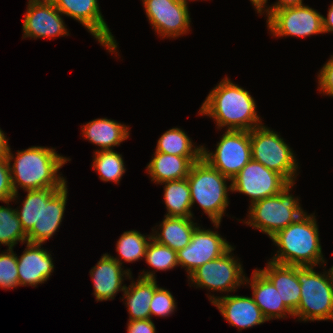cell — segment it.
<instances>
[{
  "instance_id": "1",
  "label": "cell",
  "mask_w": 333,
  "mask_h": 333,
  "mask_svg": "<svg viewBox=\"0 0 333 333\" xmlns=\"http://www.w3.org/2000/svg\"><path fill=\"white\" fill-rule=\"evenodd\" d=\"M55 149L31 146L25 150H17V153L13 154L9 148L7 160L15 192L11 202L19 199L18 189L26 191L62 188L67 184L66 178L59 170L71 159L58 154Z\"/></svg>"
},
{
  "instance_id": "2",
  "label": "cell",
  "mask_w": 333,
  "mask_h": 333,
  "mask_svg": "<svg viewBox=\"0 0 333 333\" xmlns=\"http://www.w3.org/2000/svg\"><path fill=\"white\" fill-rule=\"evenodd\" d=\"M256 109L249 91L226 76L209 92L198 115L212 118L219 130L226 127V130L251 131L263 125Z\"/></svg>"
},
{
  "instance_id": "3",
  "label": "cell",
  "mask_w": 333,
  "mask_h": 333,
  "mask_svg": "<svg viewBox=\"0 0 333 333\" xmlns=\"http://www.w3.org/2000/svg\"><path fill=\"white\" fill-rule=\"evenodd\" d=\"M315 213L305 212L270 239L277 247L270 261L290 266H326Z\"/></svg>"
},
{
  "instance_id": "4",
  "label": "cell",
  "mask_w": 333,
  "mask_h": 333,
  "mask_svg": "<svg viewBox=\"0 0 333 333\" xmlns=\"http://www.w3.org/2000/svg\"><path fill=\"white\" fill-rule=\"evenodd\" d=\"M187 181L191 192V207L198 203L213 227L220 228L230 202L228 196L232 192V185H228V182L231 180L201 158L192 164Z\"/></svg>"
},
{
  "instance_id": "5",
  "label": "cell",
  "mask_w": 333,
  "mask_h": 333,
  "mask_svg": "<svg viewBox=\"0 0 333 333\" xmlns=\"http://www.w3.org/2000/svg\"><path fill=\"white\" fill-rule=\"evenodd\" d=\"M314 266H297L301 298L293 312L296 321H333V266L321 273Z\"/></svg>"
},
{
  "instance_id": "6",
  "label": "cell",
  "mask_w": 333,
  "mask_h": 333,
  "mask_svg": "<svg viewBox=\"0 0 333 333\" xmlns=\"http://www.w3.org/2000/svg\"><path fill=\"white\" fill-rule=\"evenodd\" d=\"M294 185L290 183L277 195L254 202L249 206L248 218L238 220L271 238L306 212L300 198L290 193Z\"/></svg>"
},
{
  "instance_id": "7",
  "label": "cell",
  "mask_w": 333,
  "mask_h": 333,
  "mask_svg": "<svg viewBox=\"0 0 333 333\" xmlns=\"http://www.w3.org/2000/svg\"><path fill=\"white\" fill-rule=\"evenodd\" d=\"M250 142L253 160L281 174L289 183H296L299 163L293 149L278 132L263 124L250 131Z\"/></svg>"
},
{
  "instance_id": "8",
  "label": "cell",
  "mask_w": 333,
  "mask_h": 333,
  "mask_svg": "<svg viewBox=\"0 0 333 333\" xmlns=\"http://www.w3.org/2000/svg\"><path fill=\"white\" fill-rule=\"evenodd\" d=\"M235 247L231 246L220 257L199 266L189 276L191 286L205 288L207 291L229 293L244 287L246 275L240 258L234 256Z\"/></svg>"
},
{
  "instance_id": "9",
  "label": "cell",
  "mask_w": 333,
  "mask_h": 333,
  "mask_svg": "<svg viewBox=\"0 0 333 333\" xmlns=\"http://www.w3.org/2000/svg\"><path fill=\"white\" fill-rule=\"evenodd\" d=\"M202 158L211 167L232 180L252 159L250 131H224L214 151H209L202 145Z\"/></svg>"
},
{
  "instance_id": "10",
  "label": "cell",
  "mask_w": 333,
  "mask_h": 333,
  "mask_svg": "<svg viewBox=\"0 0 333 333\" xmlns=\"http://www.w3.org/2000/svg\"><path fill=\"white\" fill-rule=\"evenodd\" d=\"M323 15L314 8L302 4L274 10L266 19L267 28L273 37L306 38L324 34Z\"/></svg>"
},
{
  "instance_id": "11",
  "label": "cell",
  "mask_w": 333,
  "mask_h": 333,
  "mask_svg": "<svg viewBox=\"0 0 333 333\" xmlns=\"http://www.w3.org/2000/svg\"><path fill=\"white\" fill-rule=\"evenodd\" d=\"M149 24L160 38L175 39L190 32V11L183 0H142Z\"/></svg>"
},
{
  "instance_id": "12",
  "label": "cell",
  "mask_w": 333,
  "mask_h": 333,
  "mask_svg": "<svg viewBox=\"0 0 333 333\" xmlns=\"http://www.w3.org/2000/svg\"><path fill=\"white\" fill-rule=\"evenodd\" d=\"M290 183L279 173L251 159L231 180L232 193L245 194L250 205L266 197L275 196Z\"/></svg>"
},
{
  "instance_id": "13",
  "label": "cell",
  "mask_w": 333,
  "mask_h": 333,
  "mask_svg": "<svg viewBox=\"0 0 333 333\" xmlns=\"http://www.w3.org/2000/svg\"><path fill=\"white\" fill-rule=\"evenodd\" d=\"M51 1L64 16L73 18L84 26L106 51L119 56L118 43L100 11L98 0Z\"/></svg>"
},
{
  "instance_id": "14",
  "label": "cell",
  "mask_w": 333,
  "mask_h": 333,
  "mask_svg": "<svg viewBox=\"0 0 333 333\" xmlns=\"http://www.w3.org/2000/svg\"><path fill=\"white\" fill-rule=\"evenodd\" d=\"M26 5L22 26L23 39H55L69 35L63 14L51 0H28Z\"/></svg>"
},
{
  "instance_id": "15",
  "label": "cell",
  "mask_w": 333,
  "mask_h": 333,
  "mask_svg": "<svg viewBox=\"0 0 333 333\" xmlns=\"http://www.w3.org/2000/svg\"><path fill=\"white\" fill-rule=\"evenodd\" d=\"M231 246L218 231L205 229L201 225L194 230L190 243L177 251V261L188 277L199 266L220 257Z\"/></svg>"
},
{
  "instance_id": "16",
  "label": "cell",
  "mask_w": 333,
  "mask_h": 333,
  "mask_svg": "<svg viewBox=\"0 0 333 333\" xmlns=\"http://www.w3.org/2000/svg\"><path fill=\"white\" fill-rule=\"evenodd\" d=\"M207 297L211 304L217 307L222 317L231 326L237 327L238 331L267 322L252 296L232 294L215 296L213 293V295L210 294Z\"/></svg>"
},
{
  "instance_id": "17",
  "label": "cell",
  "mask_w": 333,
  "mask_h": 333,
  "mask_svg": "<svg viewBox=\"0 0 333 333\" xmlns=\"http://www.w3.org/2000/svg\"><path fill=\"white\" fill-rule=\"evenodd\" d=\"M67 187L65 184L62 188H53L42 199V214L27 234L28 242L44 244L57 232L64 218L68 200Z\"/></svg>"
},
{
  "instance_id": "18",
  "label": "cell",
  "mask_w": 333,
  "mask_h": 333,
  "mask_svg": "<svg viewBox=\"0 0 333 333\" xmlns=\"http://www.w3.org/2000/svg\"><path fill=\"white\" fill-rule=\"evenodd\" d=\"M117 260L113 259L110 254L105 253L101 256L96 266L89 271L93 280V295L96 301L114 300V296L122 291L124 292L126 284L124 280L129 279L132 275L131 269H124Z\"/></svg>"
},
{
  "instance_id": "19",
  "label": "cell",
  "mask_w": 333,
  "mask_h": 333,
  "mask_svg": "<svg viewBox=\"0 0 333 333\" xmlns=\"http://www.w3.org/2000/svg\"><path fill=\"white\" fill-rule=\"evenodd\" d=\"M26 248L17 257L19 286L37 287L49 280L54 272L52 253L39 243L26 242Z\"/></svg>"
},
{
  "instance_id": "20",
  "label": "cell",
  "mask_w": 333,
  "mask_h": 333,
  "mask_svg": "<svg viewBox=\"0 0 333 333\" xmlns=\"http://www.w3.org/2000/svg\"><path fill=\"white\" fill-rule=\"evenodd\" d=\"M251 276V279L246 276L245 285H250L251 296L267 321L290 316L293 318V312L281 300L278 290L271 281L257 268L253 270Z\"/></svg>"
},
{
  "instance_id": "21",
  "label": "cell",
  "mask_w": 333,
  "mask_h": 333,
  "mask_svg": "<svg viewBox=\"0 0 333 333\" xmlns=\"http://www.w3.org/2000/svg\"><path fill=\"white\" fill-rule=\"evenodd\" d=\"M81 135L90 141L97 150H113L130 137V127L124 123L107 119L97 118L82 126Z\"/></svg>"
},
{
  "instance_id": "22",
  "label": "cell",
  "mask_w": 333,
  "mask_h": 333,
  "mask_svg": "<svg viewBox=\"0 0 333 333\" xmlns=\"http://www.w3.org/2000/svg\"><path fill=\"white\" fill-rule=\"evenodd\" d=\"M276 287L281 300L294 312L301 298L300 283L297 279V266L277 264L268 260L264 269H259Z\"/></svg>"
},
{
  "instance_id": "23",
  "label": "cell",
  "mask_w": 333,
  "mask_h": 333,
  "mask_svg": "<svg viewBox=\"0 0 333 333\" xmlns=\"http://www.w3.org/2000/svg\"><path fill=\"white\" fill-rule=\"evenodd\" d=\"M193 219L164 216L163 221L155 226L157 230L152 227V239L177 252L190 243L194 230L199 226Z\"/></svg>"
},
{
  "instance_id": "24",
  "label": "cell",
  "mask_w": 333,
  "mask_h": 333,
  "mask_svg": "<svg viewBox=\"0 0 333 333\" xmlns=\"http://www.w3.org/2000/svg\"><path fill=\"white\" fill-rule=\"evenodd\" d=\"M128 280H132L123 292L122 301L127 307L128 320H144L150 318V303L155 289L159 286L156 279H146L139 277L133 280L132 275Z\"/></svg>"
},
{
  "instance_id": "25",
  "label": "cell",
  "mask_w": 333,
  "mask_h": 333,
  "mask_svg": "<svg viewBox=\"0 0 333 333\" xmlns=\"http://www.w3.org/2000/svg\"><path fill=\"white\" fill-rule=\"evenodd\" d=\"M146 165V173L152 182L161 184L187 178L193 162L188 157L154 152Z\"/></svg>"
},
{
  "instance_id": "26",
  "label": "cell",
  "mask_w": 333,
  "mask_h": 333,
  "mask_svg": "<svg viewBox=\"0 0 333 333\" xmlns=\"http://www.w3.org/2000/svg\"><path fill=\"white\" fill-rule=\"evenodd\" d=\"M184 130L172 127L157 140L155 152L188 157L193 163L202 158V145L196 146Z\"/></svg>"
},
{
  "instance_id": "27",
  "label": "cell",
  "mask_w": 333,
  "mask_h": 333,
  "mask_svg": "<svg viewBox=\"0 0 333 333\" xmlns=\"http://www.w3.org/2000/svg\"><path fill=\"white\" fill-rule=\"evenodd\" d=\"M164 185L165 216L169 217H193L191 192L187 178L175 181H166Z\"/></svg>"
},
{
  "instance_id": "28",
  "label": "cell",
  "mask_w": 333,
  "mask_h": 333,
  "mask_svg": "<svg viewBox=\"0 0 333 333\" xmlns=\"http://www.w3.org/2000/svg\"><path fill=\"white\" fill-rule=\"evenodd\" d=\"M152 239V234L144 235L137 230L124 231L116 243L118 256H111L122 266L123 263H132L145 259L147 246ZM124 260V261H123Z\"/></svg>"
},
{
  "instance_id": "29",
  "label": "cell",
  "mask_w": 333,
  "mask_h": 333,
  "mask_svg": "<svg viewBox=\"0 0 333 333\" xmlns=\"http://www.w3.org/2000/svg\"><path fill=\"white\" fill-rule=\"evenodd\" d=\"M92 169L96 171L103 182L119 184L126 172L122 154L115 150H95L93 152Z\"/></svg>"
},
{
  "instance_id": "30",
  "label": "cell",
  "mask_w": 333,
  "mask_h": 333,
  "mask_svg": "<svg viewBox=\"0 0 333 333\" xmlns=\"http://www.w3.org/2000/svg\"><path fill=\"white\" fill-rule=\"evenodd\" d=\"M145 262L154 270H143L139 277L146 279H156L155 272L168 271L178 267L177 252L168 246L159 244L154 239H151L147 246L145 254Z\"/></svg>"
},
{
  "instance_id": "31",
  "label": "cell",
  "mask_w": 333,
  "mask_h": 333,
  "mask_svg": "<svg viewBox=\"0 0 333 333\" xmlns=\"http://www.w3.org/2000/svg\"><path fill=\"white\" fill-rule=\"evenodd\" d=\"M9 202H5L6 206L0 205V244L13 249L18 242L25 244L28 241L16 208H11Z\"/></svg>"
},
{
  "instance_id": "32",
  "label": "cell",
  "mask_w": 333,
  "mask_h": 333,
  "mask_svg": "<svg viewBox=\"0 0 333 333\" xmlns=\"http://www.w3.org/2000/svg\"><path fill=\"white\" fill-rule=\"evenodd\" d=\"M52 189L53 188H45L25 191L27 194L21 203V205H23L16 208V213L26 234H28L34 224L39 221L42 214V199Z\"/></svg>"
},
{
  "instance_id": "33",
  "label": "cell",
  "mask_w": 333,
  "mask_h": 333,
  "mask_svg": "<svg viewBox=\"0 0 333 333\" xmlns=\"http://www.w3.org/2000/svg\"><path fill=\"white\" fill-rule=\"evenodd\" d=\"M18 265L14 249L0 253V288L4 290L15 289L19 286Z\"/></svg>"
},
{
  "instance_id": "34",
  "label": "cell",
  "mask_w": 333,
  "mask_h": 333,
  "mask_svg": "<svg viewBox=\"0 0 333 333\" xmlns=\"http://www.w3.org/2000/svg\"><path fill=\"white\" fill-rule=\"evenodd\" d=\"M172 293L164 287L158 286L155 289L150 303V319L155 317H167L176 311L177 303Z\"/></svg>"
},
{
  "instance_id": "35",
  "label": "cell",
  "mask_w": 333,
  "mask_h": 333,
  "mask_svg": "<svg viewBox=\"0 0 333 333\" xmlns=\"http://www.w3.org/2000/svg\"><path fill=\"white\" fill-rule=\"evenodd\" d=\"M316 76L319 93L333 97V55L325 62Z\"/></svg>"
},
{
  "instance_id": "36",
  "label": "cell",
  "mask_w": 333,
  "mask_h": 333,
  "mask_svg": "<svg viewBox=\"0 0 333 333\" xmlns=\"http://www.w3.org/2000/svg\"><path fill=\"white\" fill-rule=\"evenodd\" d=\"M15 192L7 158H0V202L11 201Z\"/></svg>"
},
{
  "instance_id": "37",
  "label": "cell",
  "mask_w": 333,
  "mask_h": 333,
  "mask_svg": "<svg viewBox=\"0 0 333 333\" xmlns=\"http://www.w3.org/2000/svg\"><path fill=\"white\" fill-rule=\"evenodd\" d=\"M127 333H156V327L152 319L128 320Z\"/></svg>"
},
{
  "instance_id": "38",
  "label": "cell",
  "mask_w": 333,
  "mask_h": 333,
  "mask_svg": "<svg viewBox=\"0 0 333 333\" xmlns=\"http://www.w3.org/2000/svg\"><path fill=\"white\" fill-rule=\"evenodd\" d=\"M303 0H277V2L273 3L272 5L267 6H260L256 13H258L260 16L265 14V17H268L274 10H279L286 7H294L302 5Z\"/></svg>"
},
{
  "instance_id": "39",
  "label": "cell",
  "mask_w": 333,
  "mask_h": 333,
  "mask_svg": "<svg viewBox=\"0 0 333 333\" xmlns=\"http://www.w3.org/2000/svg\"><path fill=\"white\" fill-rule=\"evenodd\" d=\"M324 33H333V3L328 8L327 17H322Z\"/></svg>"
},
{
  "instance_id": "40",
  "label": "cell",
  "mask_w": 333,
  "mask_h": 333,
  "mask_svg": "<svg viewBox=\"0 0 333 333\" xmlns=\"http://www.w3.org/2000/svg\"><path fill=\"white\" fill-rule=\"evenodd\" d=\"M8 138L3 130L0 128V158H7L9 152Z\"/></svg>"
},
{
  "instance_id": "41",
  "label": "cell",
  "mask_w": 333,
  "mask_h": 333,
  "mask_svg": "<svg viewBox=\"0 0 333 333\" xmlns=\"http://www.w3.org/2000/svg\"><path fill=\"white\" fill-rule=\"evenodd\" d=\"M250 2L256 11L260 6H267L268 0H250Z\"/></svg>"
}]
</instances>
